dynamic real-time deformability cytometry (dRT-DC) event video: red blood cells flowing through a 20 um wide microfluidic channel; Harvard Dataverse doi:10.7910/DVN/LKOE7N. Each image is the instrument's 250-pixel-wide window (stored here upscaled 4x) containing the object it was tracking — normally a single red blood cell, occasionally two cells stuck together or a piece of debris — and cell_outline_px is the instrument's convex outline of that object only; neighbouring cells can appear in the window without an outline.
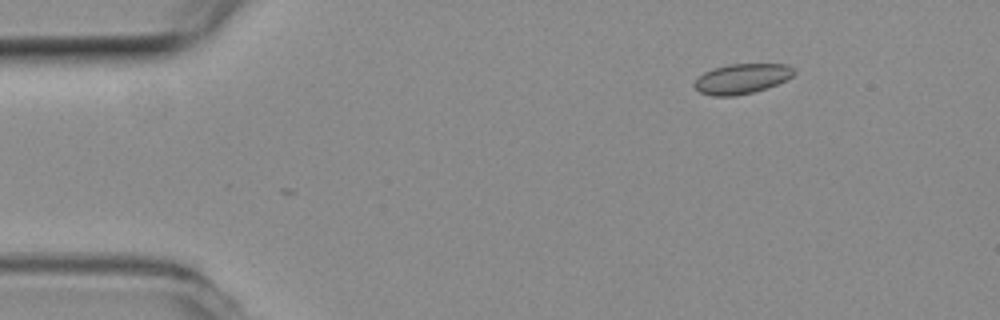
{"species": "common noctule bat (a hibernating species)", "species_latin": "Nyctalus noctula", "temperature_condition": "room temperature", "stored_images_in_passage": 48, "camera_frame_rate_fps": 3000, "um_per_image_px": 0.085, "animal": {"sex": "female", "body_mass_g": 19.3, "forearm_length_mm": 54.1}, "frame": {"image": 1, "passage_image": 1, "time_ms": 0.0, "image_size_px": [1000, 320], "cell_outline_px": [[796, 72], [792, 76], [776, 84], [752, 92], [732, 96], [712, 96], [700, 92], [692, 84], [704, 72], [728, 64], [788, 64]], "centroid_in_image_um": [63.04, 6.68], "position_along_channel_um": 22.0, "area_um2": 17.11}}
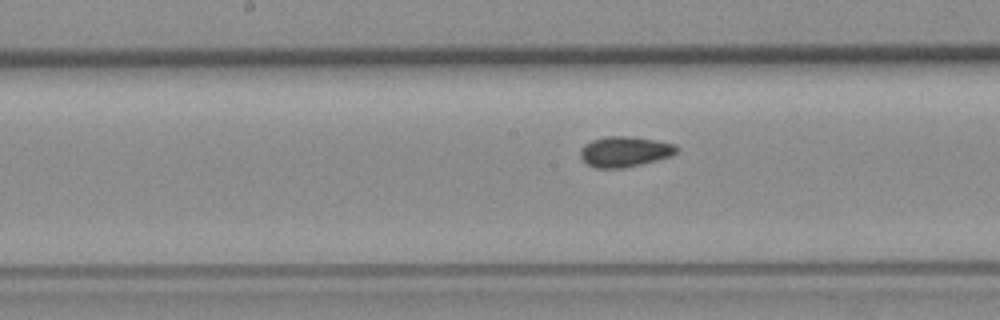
{"frame": {"image": 2, "passage_image": 21, "time_ms": 6.667, "image_size_px": [1000, 320], "cell_outline_px": [[680, 148], [672, 156], [624, 168], [596, 168], [588, 164], [580, 156], [580, 148], [584, 144], [592, 140], [604, 136], [628, 136], [656, 140], [676, 144]], "centroid_in_image_um": [53.11, 12.88], "position_along_channel_um": 195.1, "area_um2": 17.17}}
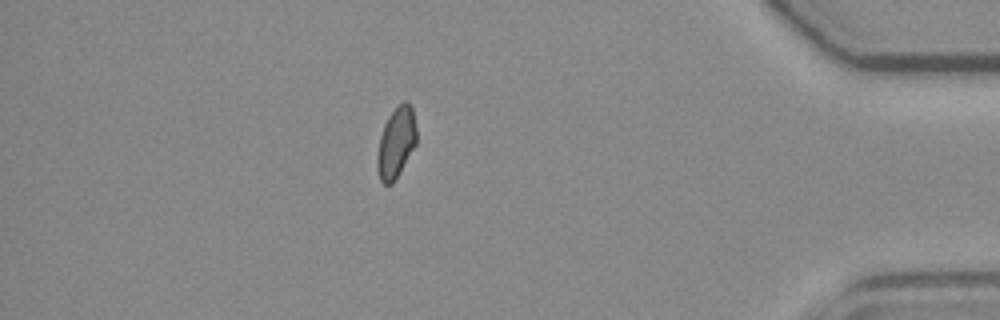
{"frame": {"image": 3, "passage_image": 41, "time_ms": 13.333, "image_size_px": [1000, 320], "cell_outline_px": [[416, 144], [396, 180], [392, 184], [384, 184], [380, 180], [376, 168], [376, 156], [380, 136], [384, 124], [388, 116], [404, 100], [408, 100], [412, 108], [416, 128]], "centroid_in_image_um": [33.66, 12.15], "position_along_channel_um": 401.5, "area_um2": 16.36}, "authors_computed_cell_mechanics": {"area_um2": 16.7042, "velocity_mm_per_s": 3.7867, "shape_relaxation_time_tau1_ms": null, "shape_relaxation_time_tau2_ms": 1.6664, "deformation_change_tau1": null, "deformation_change_tau2": 0.0632}}